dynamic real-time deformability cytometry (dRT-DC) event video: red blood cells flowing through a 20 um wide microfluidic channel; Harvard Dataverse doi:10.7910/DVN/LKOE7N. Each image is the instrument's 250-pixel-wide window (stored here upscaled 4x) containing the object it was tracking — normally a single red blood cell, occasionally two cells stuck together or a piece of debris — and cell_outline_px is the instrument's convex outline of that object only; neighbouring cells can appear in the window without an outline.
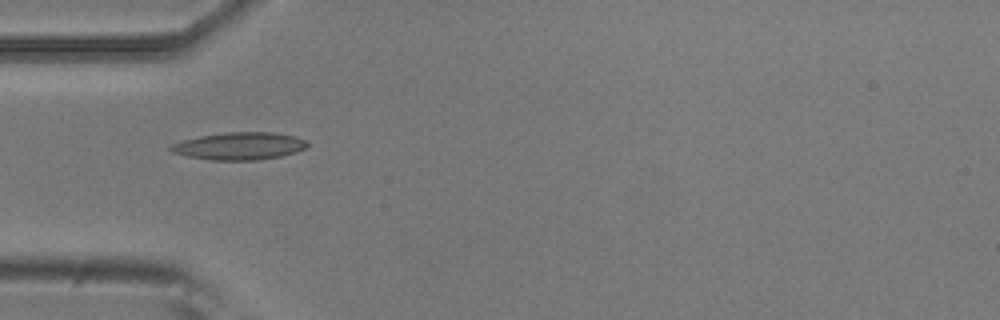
{"species": "common noctule bat (a hibernating species)", "species_latin": "Nyctalus noctula", "temperature_condition": "room temperature", "stored_images_in_passage": 6, "camera_frame_rate_fps": 3000, "um_per_image_px": 0.085, "animal": {"sex": "male", "body_mass_g": 20.5, "forearm_length_mm": 52.5}, "frame": {"image": 1, "passage_image": 4, "time_ms": 1.0, "image_size_px": [1000, 320], "cell_outline_px": [[308, 144], [304, 148], [296, 152], [280, 156], [256, 160], [212, 160], [188, 156], [172, 152], [168, 148], [172, 144], [180, 140], [200, 136], [224, 132], [272, 132], [296, 136], [308, 140]], "centroid_in_image_um": [20.35, 12.4], "position_along_channel_um": 64.7, "area_um2": 21.91}}